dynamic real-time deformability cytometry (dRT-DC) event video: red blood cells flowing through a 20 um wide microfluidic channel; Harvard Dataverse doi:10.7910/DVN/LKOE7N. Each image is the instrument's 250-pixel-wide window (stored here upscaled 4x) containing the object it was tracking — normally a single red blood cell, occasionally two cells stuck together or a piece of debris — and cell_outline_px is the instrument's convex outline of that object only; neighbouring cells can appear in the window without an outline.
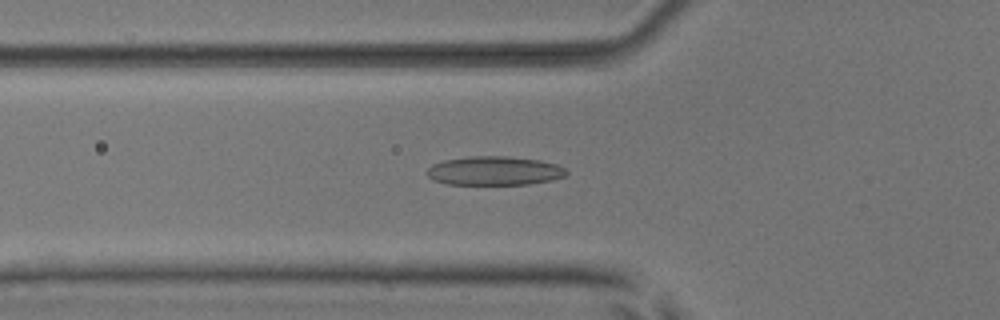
{"species": "common noctule bat (a hibernating species)", "species_latin": "Nyctalus noctula", "temperature_condition": "room temperature", "stored_images_in_passage": 45, "camera_frame_rate_fps": 3000, "um_per_image_px": 0.085, "animal": {"sex": "male", "body_mass_g": 17.9, "forearm_length_mm": 54.2}, "frame": {"image": 1, "passage_image": 11, "time_ms": 3.333, "image_size_px": [1000, 320], "cell_outline_px": [[568, 172], [564, 176], [552, 180], [528, 184], [448, 184], [432, 180], [428, 176], [428, 168], [432, 164], [444, 160], [468, 156], [508, 156], [540, 160], [556, 164], [564, 168]], "centroid_in_image_um": [42.01, 14.51], "position_along_channel_um": 83.8, "area_um2": 23.47}}
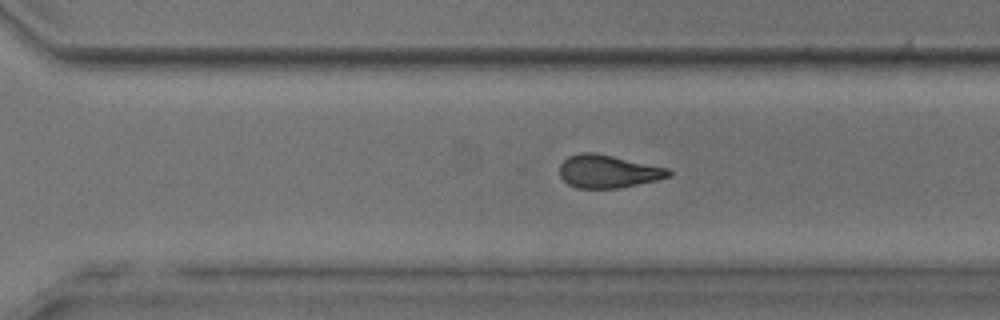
{"frame": {"image": 2, "passage_image": 29, "time_ms": 9.333, "image_size_px": [1000, 320], "cell_outline_px": [[672, 172], [668, 176], [656, 180], [620, 188], [576, 188], [568, 184], [560, 176], [560, 164], [568, 156], [580, 152], [592, 152], [612, 156], [668, 168]], "centroid_in_image_um": [51.65, 14.57], "position_along_channel_um": 319.0, "area_um2": 20.75}}
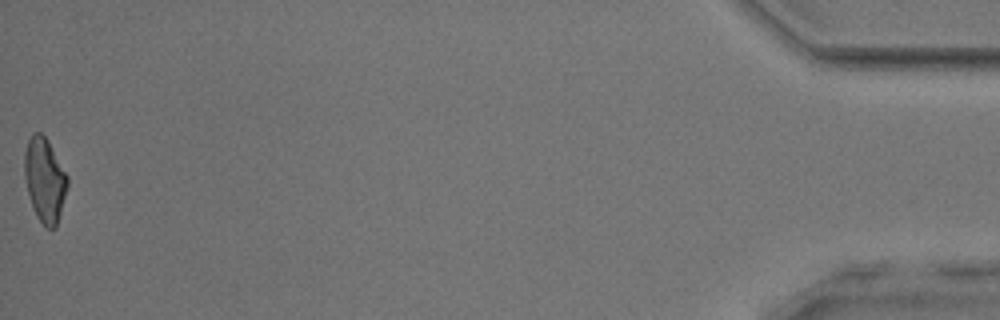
{"frame": {"image": 3, "passage_image": 45, "time_ms": 14.667, "image_size_px": [1000, 320], "cell_outline_px": [[68, 188], [56, 228], [48, 228], [36, 216], [32, 208], [24, 176], [24, 152], [28, 140], [32, 132], [40, 132], [48, 140], [68, 176]], "centroid_in_image_um": [3.8, 15.28], "position_along_channel_um": 431.4, "area_um2": 21.21}, "authors_computed_cell_mechanics": {"area_um2": 21.675, "velocity_mm_per_s": 3.9281, "shape_relaxation_time_tau1_ms": 5.3791, "shape_relaxation_time_tau2_ms": 2.3899, "deformation_change_tau1": 0.1587, "deformation_change_tau2": 0.0953}}